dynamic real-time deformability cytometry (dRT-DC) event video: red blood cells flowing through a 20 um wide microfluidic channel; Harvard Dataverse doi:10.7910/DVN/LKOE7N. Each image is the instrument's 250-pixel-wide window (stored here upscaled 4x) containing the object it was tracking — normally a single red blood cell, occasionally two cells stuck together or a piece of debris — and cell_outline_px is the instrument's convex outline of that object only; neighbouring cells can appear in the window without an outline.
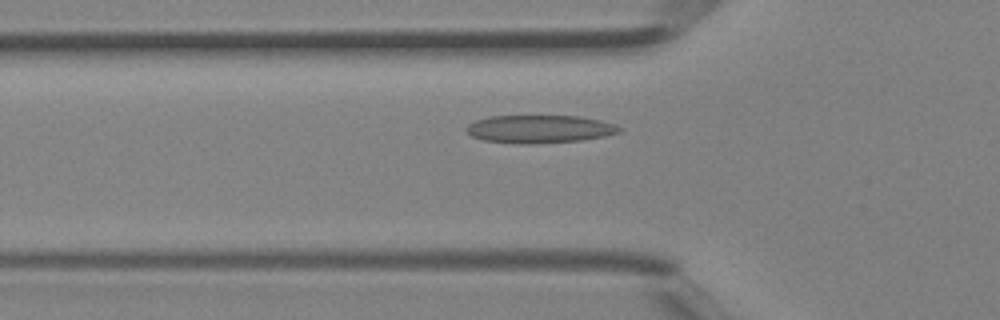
{"species": "Egyptian fruit bat (a non-hibernating species)", "species_latin": "Rousettus aegyptiacus", "temperature_condition": "room temperature", "stored_images_in_passage": 37, "camera_frame_rate_fps": 3000, "um_per_image_px": 0.085, "animal": {"sex": "female"}, "frame": {"image": 1, "passage_image": 10, "time_ms": 3.0, "image_size_px": [1000, 320], "cell_outline_px": [[624, 128], [620, 132], [604, 136], [580, 140], [532, 144], [520, 144], [484, 140], [472, 136], [464, 128], [468, 124], [476, 120], [488, 116], [580, 116], [600, 120], [616, 124]], "centroid_in_image_um": [45.87, 10.96], "position_along_channel_um": 79.9, "area_um2": 24.97}}
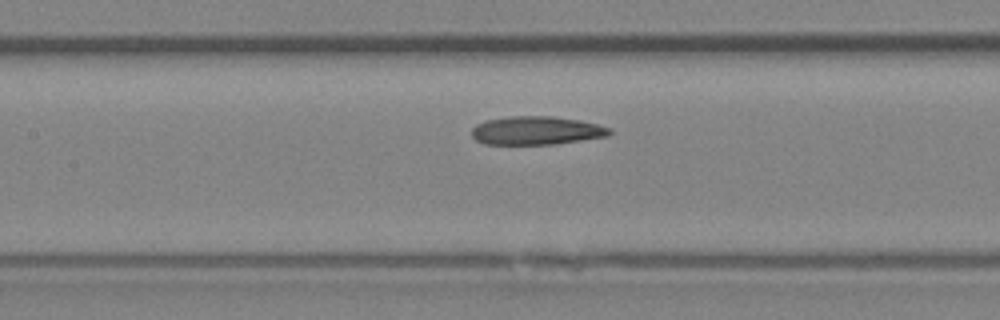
{"frame": {"image": 2, "passage_image": 15, "time_ms": 4.667, "image_size_px": [1000, 320], "cell_outline_px": [[612, 132], [608, 136], [556, 144], [484, 144], [476, 140], [472, 136], [472, 128], [476, 124], [488, 120], [508, 116], [552, 116], [580, 120], [612, 128]], "centroid_in_image_um": [45.61, 11.09], "position_along_channel_um": 161.8, "area_um2": 22.89}}
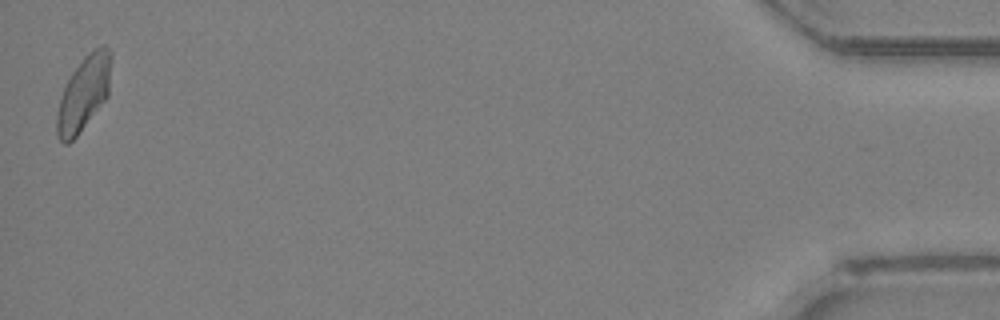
{"frame": {"image": 3, "passage_image": 37, "time_ms": 12.0, "image_size_px": [1000, 320], "cell_outline_px": [[112, 56], [108, 96], [76, 136], [68, 144], [64, 144], [56, 136], [56, 116], [60, 100], [64, 88], [72, 72], [84, 56], [100, 44], [104, 44], [112, 52]], "centroid_in_image_um": [7.13, 7.91], "position_along_channel_um": 428.1, "area_um2": 23.52}}